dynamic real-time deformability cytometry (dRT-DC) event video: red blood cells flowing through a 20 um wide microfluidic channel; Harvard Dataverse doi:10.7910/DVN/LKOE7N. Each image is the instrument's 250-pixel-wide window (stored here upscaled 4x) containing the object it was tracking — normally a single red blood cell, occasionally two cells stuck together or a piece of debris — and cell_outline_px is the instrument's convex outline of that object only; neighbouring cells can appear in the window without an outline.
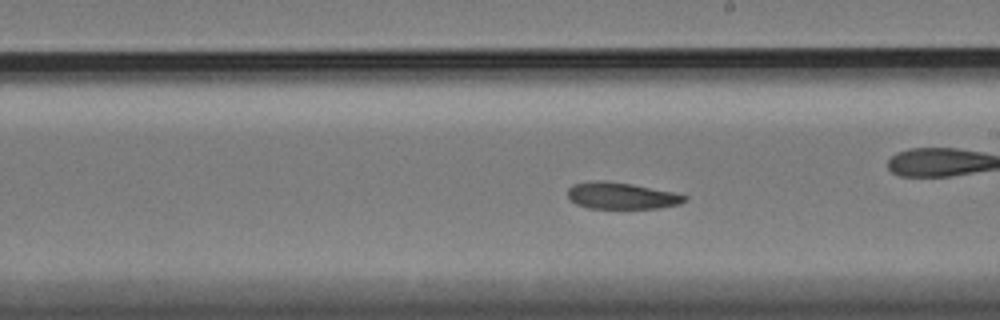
{"species": "Egyptian fruit bat (a non-hibernating species)", "species_latin": "Rousettus aegyptiacus", "temperature_condition": "cold", "stored_images_in_passage": 42, "camera_frame_rate_fps": 3000, "um_per_image_px": 0.085, "animal": {"sex": "female"}, "frame": {"image": 1, "passage_image": 27, "time_ms": 8.667, "image_size_px": [1000, 320], "cell_outline_px": [[688, 200], [680, 204], [656, 208], [588, 208], [576, 204], [568, 196], [568, 188], [572, 184], [596, 180], [604, 180], [632, 184], [672, 192], [688, 196]], "centroid_in_image_um": [52.82, 16.63], "position_along_channel_um": 236.2, "area_um2": 18.09}, "authors_computed_cell_mechanics": {"area_um2": 19.2474, "velocity_mm_per_s": 3.3121, "shape_relaxation_time_tau1_ms": null, "shape_relaxation_time_tau2_ms": 7.2743, "deformation_change_tau1": null, "deformation_change_tau2": 0.1019}}